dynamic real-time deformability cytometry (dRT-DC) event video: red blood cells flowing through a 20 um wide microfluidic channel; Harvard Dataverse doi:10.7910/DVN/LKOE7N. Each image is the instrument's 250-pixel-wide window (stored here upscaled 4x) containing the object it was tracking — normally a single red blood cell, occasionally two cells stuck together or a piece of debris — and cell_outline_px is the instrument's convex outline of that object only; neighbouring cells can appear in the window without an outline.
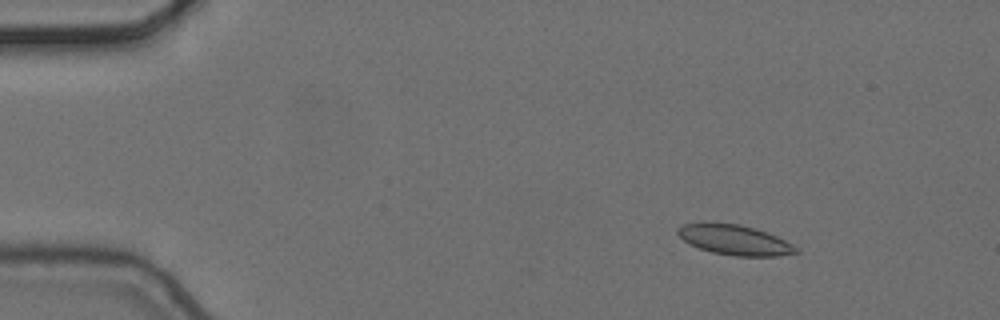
{"species": "common noctule bat (a hibernating species)", "species_latin": "Nyctalus noctula", "temperature_condition": "cold", "stored_images_in_passage": 9, "camera_frame_rate_fps": 3000, "um_per_image_px": 0.085, "animal": {"sex": "female", "body_mass_g": 24.6, "forearm_length_mm": 56.2}, "frame": {"image": 1, "passage_image": 3, "time_ms": 0.667, "image_size_px": [1000, 320], "cell_outline_px": [[800, 252], [780, 256], [732, 256], [712, 252], [688, 244], [676, 232], [676, 228], [684, 224], [700, 220], [704, 220], [740, 224], [756, 228], [776, 236], [800, 248]], "centroid_in_image_um": [62.4, 20.36], "position_along_channel_um": 22.6, "area_um2": 21.39}}
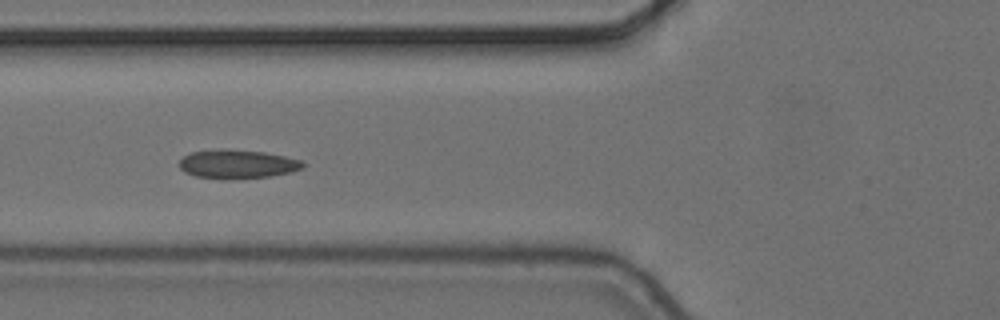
{"frame": {"image": 2, "passage_image": 7, "time_ms": 2.0, "image_size_px": [1000, 320], "cell_outline_px": [[304, 168], [292, 172], [272, 176], [196, 176], [184, 172], [180, 168], [180, 160], [184, 156], [192, 152], [224, 148], [264, 152], [284, 156], [300, 160], [304, 164]], "centroid_in_image_um": [20.21, 13.89], "position_along_channel_um": 105.6, "area_um2": 19.83}}
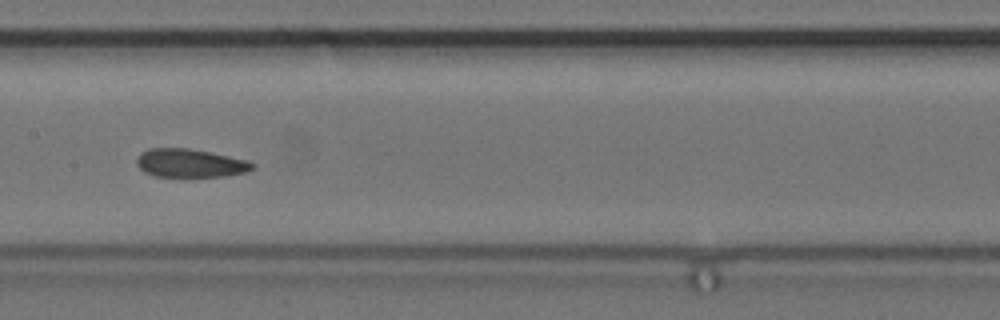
{"frame": {"image": 3, "passage_image": 9, "time_ms": 2.667, "image_size_px": [1000, 320], "cell_outline_px": [[256, 168], [248, 172], [228, 176], [180, 180], [152, 176], [144, 172], [136, 164], [136, 160], [140, 152], [148, 148], [188, 148], [212, 152], [248, 160], [256, 164]], "centroid_in_image_um": [16.18, 13.92], "position_along_channel_um": 191.2, "area_um2": 20.58}}